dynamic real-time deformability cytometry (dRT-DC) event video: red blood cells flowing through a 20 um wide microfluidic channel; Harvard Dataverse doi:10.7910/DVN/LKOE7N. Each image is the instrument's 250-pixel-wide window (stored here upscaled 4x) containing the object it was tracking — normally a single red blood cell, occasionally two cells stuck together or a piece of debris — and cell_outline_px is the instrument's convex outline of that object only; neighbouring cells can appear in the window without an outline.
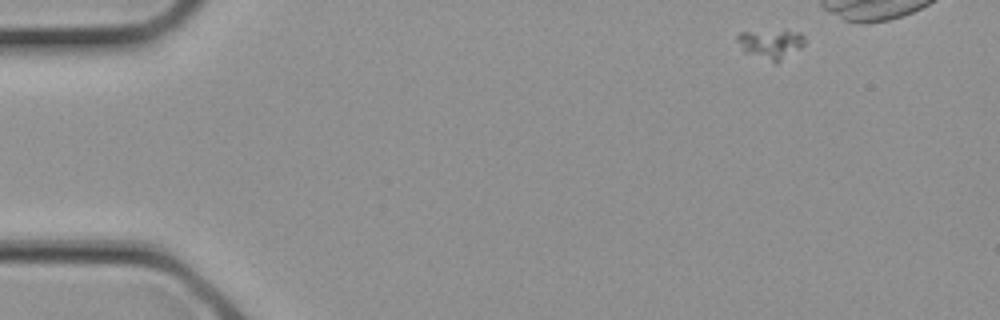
{"species": "common noctule bat (a hibernating species)", "species_latin": "Nyctalus noctula", "temperature_condition": "cold", "stored_images_in_passage": 21, "camera_frame_rate_fps": 3000, "um_per_image_px": 0.085, "animal": {"sex": "female", "body_mass_g": 21.9}, "frame": {"image": 1, "passage_image": 1, "time_ms": 0.0, "image_size_px": [1000, 320], "cell_outline_px": [[804, 44], [800, 48], [776, 64], [744, 52], [736, 40], [736, 36], [740, 32], [800, 32], [804, 36]], "centroid_in_image_um": [65.49, 3.78], "position_along_channel_um": 19.5, "area_um2": 11.27}}
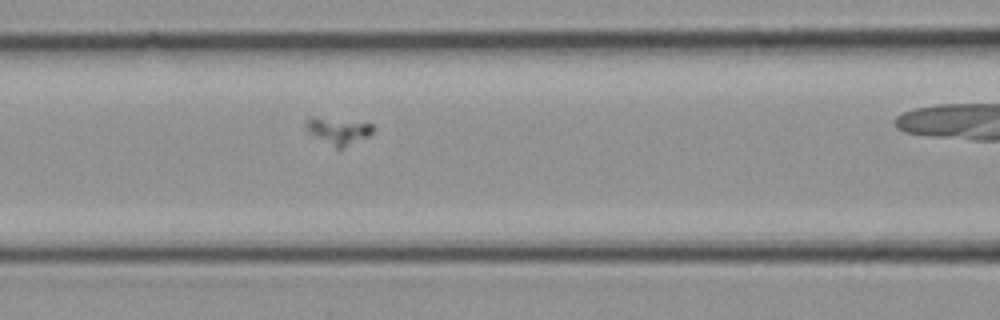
{"frame": {"image": 2, "passage_image": 10, "time_ms": 3.0, "image_size_px": [1000, 320], "cell_outline_px": [[372, 132], [368, 136], [340, 148], [336, 148], [308, 132], [304, 124], [304, 120], [308, 116], [316, 116], [372, 124]], "centroid_in_image_um": [28.66, 11.08], "position_along_channel_um": 137.9, "area_um2": 10.23}}